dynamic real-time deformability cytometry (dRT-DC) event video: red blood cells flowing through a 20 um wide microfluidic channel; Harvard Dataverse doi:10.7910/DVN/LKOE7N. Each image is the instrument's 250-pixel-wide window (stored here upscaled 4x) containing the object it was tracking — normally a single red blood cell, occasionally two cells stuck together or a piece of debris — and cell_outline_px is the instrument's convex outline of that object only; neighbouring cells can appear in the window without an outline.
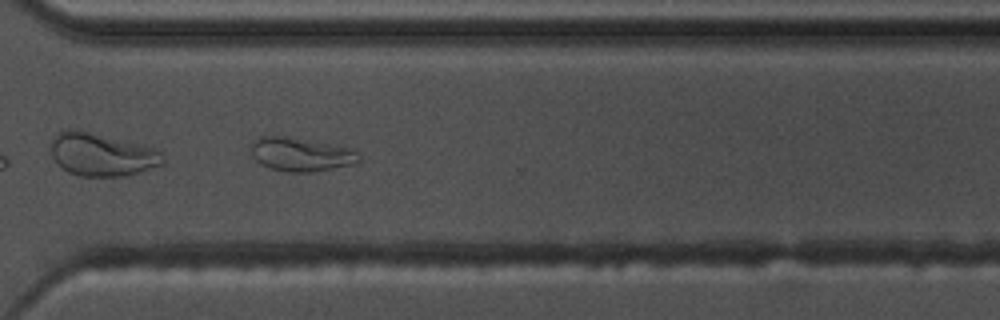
{"species": "common noctule bat (a hibernating species)", "species_latin": "Nyctalus noctula", "temperature_condition": "warm", "stored_images_in_passage": 42, "camera_frame_rate_fps": 3000, "um_per_image_px": 0.085, "animal": {"sex": "male", "body_mass_g": 17.5, "forearm_length_mm": 52.3}, "frame": {"image": 1, "passage_image": 30, "time_ms": 9.667, "image_size_px": [1000, 320], "cell_outline_px": [[360, 160], [356, 164], [308, 172], [288, 172], [272, 168], [260, 164], [252, 156], [252, 140], [260, 136], [284, 136], [356, 148], [360, 156]], "centroid_in_image_um": [25.62, 13.11], "position_along_channel_um": 345.0, "area_um2": 21.27}, "authors_computed_cell_mechanics": {"area_um2": 18.6405, "velocity_mm_per_s": 3.6303, "shape_relaxation_time_tau1_ms": null, "shape_relaxation_time_tau2_ms": 5.0487, "deformation_change_tau1": null, "deformation_change_tau2": 0.1131}}